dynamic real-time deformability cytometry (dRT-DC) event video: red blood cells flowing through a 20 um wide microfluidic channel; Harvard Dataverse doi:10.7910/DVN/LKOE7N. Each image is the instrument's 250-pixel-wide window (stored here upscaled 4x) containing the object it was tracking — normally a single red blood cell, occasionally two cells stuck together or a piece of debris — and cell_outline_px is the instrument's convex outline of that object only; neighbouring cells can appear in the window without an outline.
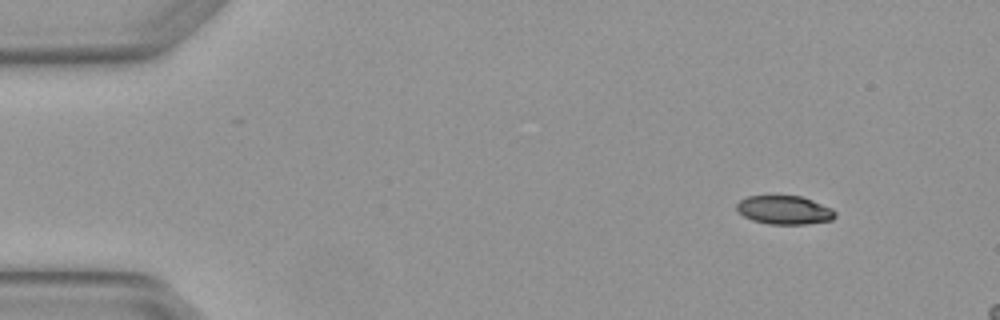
{"species": "Egyptian fruit bat (a non-hibernating species)", "species_latin": "Rousettus aegyptiacus", "temperature_condition": "warm", "stored_images_in_passage": 5, "camera_frame_rate_fps": 3000, "um_per_image_px": 0.085, "animal": {"sex": "female"}, "frame": {"image": 1, "passage_image": 1, "time_ms": 0.0, "image_size_px": [1000, 320], "cell_outline_px": [[836, 216], [832, 220], [808, 224], [768, 224], [752, 220], [744, 216], [736, 208], [736, 204], [740, 200], [748, 196], [800, 196], [812, 200], [832, 208], [836, 212]], "centroid_in_image_um": [66.69, 17.86], "position_along_channel_um": 18.3, "area_um2": 16.42}}
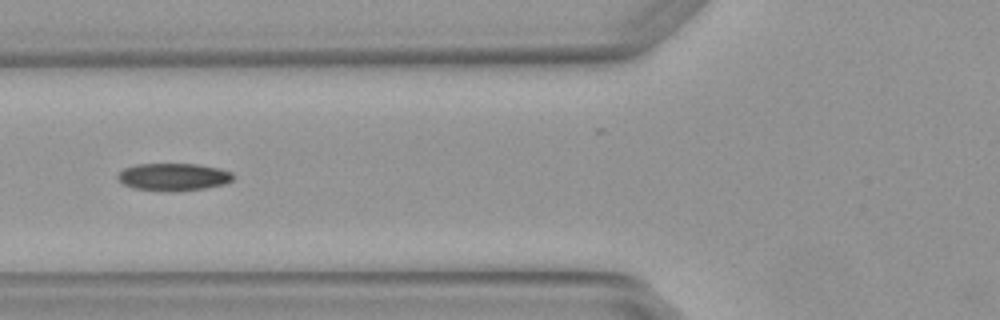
{"frame": {"image": 2, "passage_image": 5, "time_ms": 1.333, "image_size_px": [1000, 320], "cell_outline_px": [[236, 176], [232, 180], [224, 184], [204, 188], [132, 188], [124, 184], [116, 176], [124, 168], [136, 164], [196, 164], [220, 168], [232, 172]], "centroid_in_image_um": [14.78, 14.97], "position_along_channel_um": 111.0, "area_um2": 17.51}}